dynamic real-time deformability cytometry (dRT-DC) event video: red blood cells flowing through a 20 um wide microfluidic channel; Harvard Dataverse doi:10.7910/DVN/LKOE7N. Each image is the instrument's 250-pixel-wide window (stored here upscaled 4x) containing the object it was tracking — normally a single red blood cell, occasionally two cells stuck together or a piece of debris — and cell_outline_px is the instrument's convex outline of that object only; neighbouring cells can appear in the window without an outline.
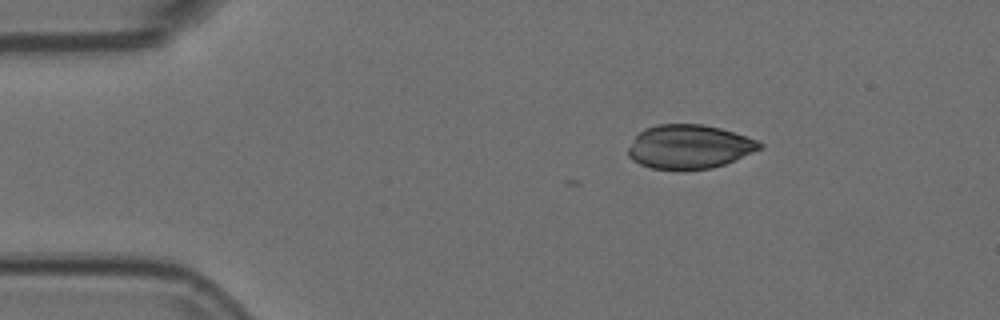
{"species": "Egyptian fruit bat (a non-hibernating species)", "species_latin": "Rousettus aegyptiacus", "temperature_condition": "room temperature", "stored_images_in_passage": 5, "camera_frame_rate_fps": 3000, "um_per_image_px": 0.085, "animal": {"sex": "female"}, "frame": {"image": 1, "passage_image": 3, "time_ms": 0.667, "image_size_px": [1000, 320], "cell_outline_px": [[764, 148], [724, 164], [712, 168], [652, 168], [640, 164], [632, 160], [628, 156], [628, 148], [636, 136], [644, 128], [656, 124], [704, 124], [720, 128], [756, 140], [764, 144]], "centroid_in_image_um": [58.58, 12.45], "position_along_channel_um": 26.4, "area_um2": 33.23}}